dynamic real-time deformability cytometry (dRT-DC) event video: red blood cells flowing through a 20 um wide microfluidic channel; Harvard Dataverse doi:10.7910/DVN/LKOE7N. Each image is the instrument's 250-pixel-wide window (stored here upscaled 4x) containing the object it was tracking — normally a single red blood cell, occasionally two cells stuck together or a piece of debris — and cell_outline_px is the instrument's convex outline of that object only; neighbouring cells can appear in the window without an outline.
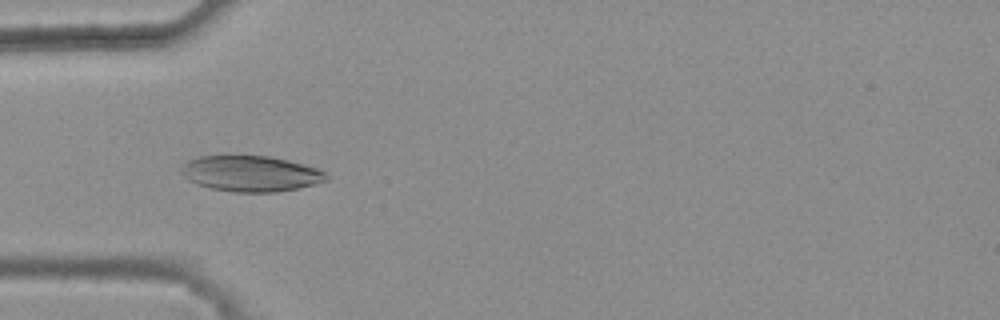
{"species": "common noctule bat (a hibernating species)", "species_latin": "Nyctalus noctula", "temperature_condition": "warm", "stored_images_in_passage": 44, "camera_frame_rate_fps": 3000, "um_per_image_px": 0.085, "animal": {"sex": "female", "body_mass_g": 25.1}, "frame": {"image": 1, "passage_image": 16, "time_ms": 5.0, "image_size_px": [1000, 320], "cell_outline_px": [[328, 180], [316, 184], [276, 192], [232, 192], [212, 188], [196, 184], [188, 180], [180, 172], [180, 164], [188, 160], [200, 156], [228, 152], [268, 156], [288, 160], [316, 168], [324, 172], [328, 176]], "centroid_in_image_um": [21.22, 14.71], "position_along_channel_um": 63.8, "area_um2": 31.21}}
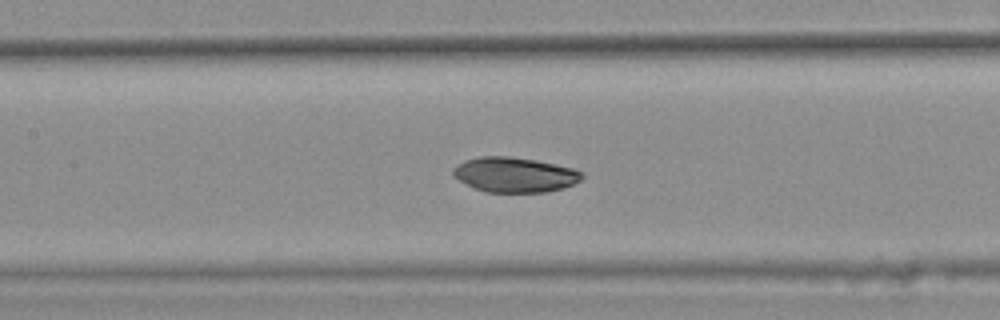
{"frame": {"image": 2, "passage_image": 24, "time_ms": 7.667, "image_size_px": [1000, 320], "cell_outline_px": [[584, 176], [580, 180], [564, 188], [548, 192], [484, 192], [452, 176], [452, 168], [456, 164], [464, 160], [480, 156], [508, 156], [536, 160], [576, 168], [584, 172]], "centroid_in_image_um": [43.76, 14.84], "position_along_channel_um": 163.6, "area_um2": 26.53}}
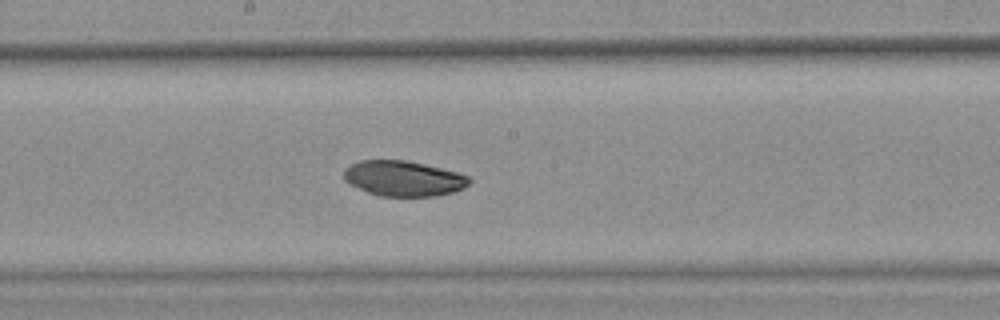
{"frame": {"image": 3, "passage_image": 28, "time_ms": 9.0, "image_size_px": [1000, 320], "cell_outline_px": [[472, 180], [464, 188], [452, 192], [436, 196], [380, 196], [368, 192], [348, 184], [344, 180], [344, 168], [360, 160], [404, 160], [424, 164], [456, 172], [468, 176]], "centroid_in_image_um": [34.27, 15.17], "position_along_channel_um": 213.9, "area_um2": 25.78}, "authors_computed_cell_mechanics": {"area_um2": 27.166, "velocity_mm_per_s": 3.7818, "shape_relaxation_time_tau1_ms": 2.4183, "shape_relaxation_time_tau2_ms": null, "deformation_change_tau1": 0.0509, "deformation_change_tau2": null}}